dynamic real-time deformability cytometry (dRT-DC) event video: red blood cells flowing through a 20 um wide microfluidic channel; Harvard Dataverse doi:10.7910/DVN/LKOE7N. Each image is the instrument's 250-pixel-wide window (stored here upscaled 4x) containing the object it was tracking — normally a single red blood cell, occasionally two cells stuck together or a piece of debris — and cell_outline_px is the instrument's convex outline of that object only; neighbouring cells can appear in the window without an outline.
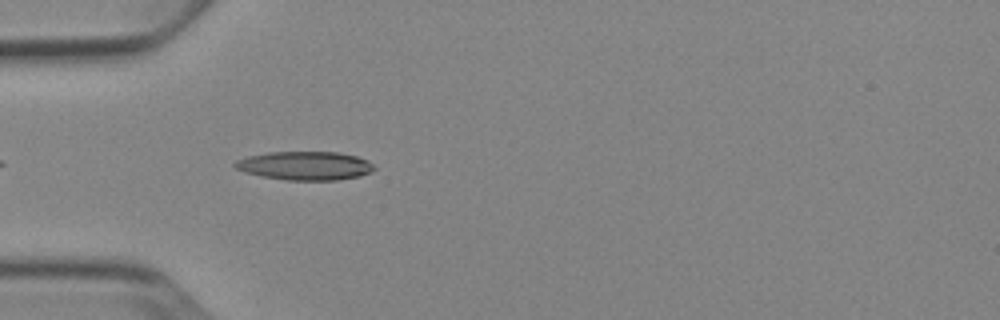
{"species": "Egyptian fruit bat (a non-hibernating species)", "species_latin": "Rousettus aegyptiacus", "temperature_condition": "cold", "stored_images_in_passage": 7, "camera_frame_rate_fps": 3000, "um_per_image_px": 0.085, "animal": {"sex": "female"}, "frame": {"image": 1, "passage_image": 4, "time_ms": 1.0, "image_size_px": [1000, 320], "cell_outline_px": [[376, 168], [372, 172], [360, 176], [336, 180], [288, 180], [264, 176], [244, 172], [236, 168], [232, 164], [236, 160], [248, 156], [268, 152], [336, 152], [356, 156], [368, 160]], "centroid_in_image_um": [25.94, 14.08], "position_along_channel_um": 59.1, "area_um2": 23.18}}